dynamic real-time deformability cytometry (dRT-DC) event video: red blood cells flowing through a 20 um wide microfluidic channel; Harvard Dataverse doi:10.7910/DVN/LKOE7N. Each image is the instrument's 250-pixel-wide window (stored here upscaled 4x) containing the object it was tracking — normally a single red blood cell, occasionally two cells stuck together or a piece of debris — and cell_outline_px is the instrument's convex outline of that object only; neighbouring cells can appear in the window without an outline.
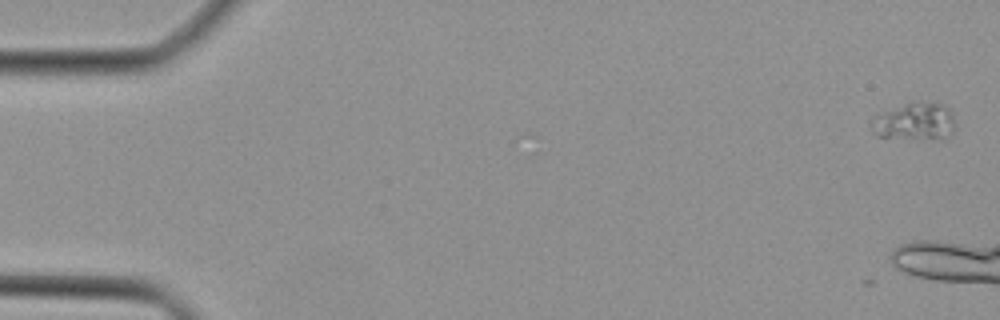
{"species": "Egyptian fruit bat (a non-hibernating species)", "species_latin": "Rousettus aegyptiacus", "temperature_condition": "cold", "stored_images_in_passage": 4, "camera_frame_rate_fps": 3000, "um_per_image_px": 0.085, "animal": {"sex": "female"}, "frame": {"image": 1, "passage_image": 4, "time_ms": 1.0, "image_size_px": [1000, 320], "cell_outline_px": [[952, 132], [944, 140], [940, 140], [876, 136], [872, 132], [872, 120], [880, 112], [916, 100], [944, 104], [952, 112]], "centroid_in_image_um": [77.75, 10.32], "position_along_channel_um": 7.2, "area_um2": 18.44}}